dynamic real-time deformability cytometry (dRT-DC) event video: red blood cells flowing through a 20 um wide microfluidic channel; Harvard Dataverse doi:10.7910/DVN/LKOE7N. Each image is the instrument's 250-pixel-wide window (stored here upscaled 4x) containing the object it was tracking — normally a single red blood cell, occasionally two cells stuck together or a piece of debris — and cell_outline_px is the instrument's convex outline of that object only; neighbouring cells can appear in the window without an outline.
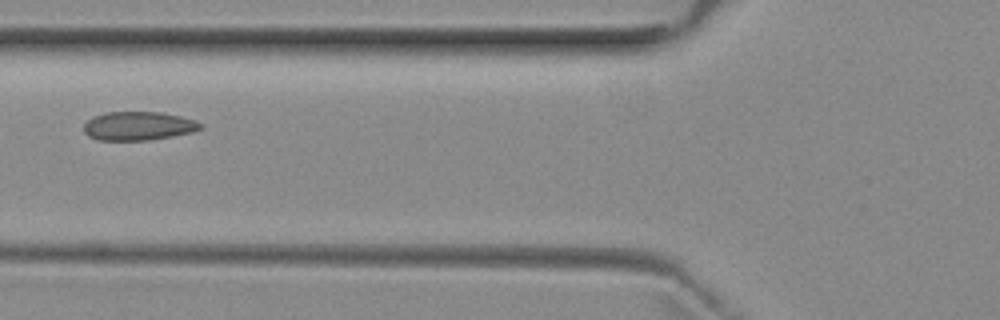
{"species": "common noctule bat (a hibernating species)", "species_latin": "Nyctalus noctula", "temperature_condition": "room temperature", "stored_images_in_passage": 7, "camera_frame_rate_fps": 3000, "um_per_image_px": 0.085, "animal": {"sex": "female", "body_mass_g": 29.2, "forearm_length_mm": 56.3}, "frame": {"image": 1, "passage_image": 6, "time_ms": 6.0, "image_size_px": [1000, 320], "cell_outline_px": [[204, 128], [192, 132], [172, 136], [148, 140], [96, 140], [88, 136], [84, 132], [84, 124], [92, 116], [104, 112], [160, 112], [180, 116], [196, 120], [204, 124]], "centroid_in_image_um": [11.77, 10.7], "position_along_channel_um": 114.0, "area_um2": 19.71}}
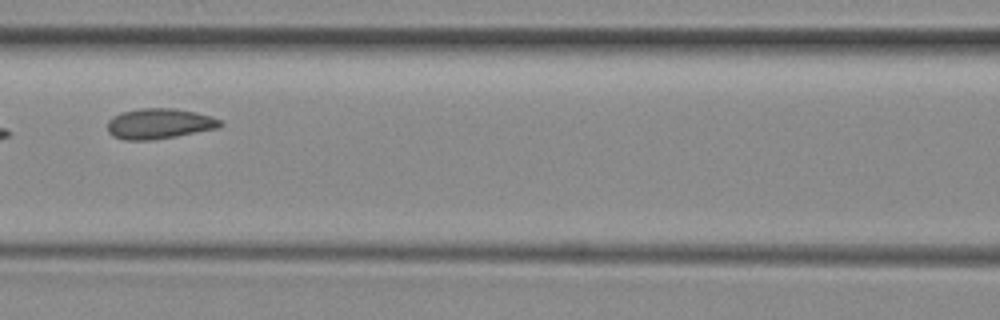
{"frame": {"image": 2, "passage_image": 7, "time_ms": 7.0, "image_size_px": [1000, 320], "cell_outline_px": [[224, 124], [220, 128], [176, 136], [148, 140], [124, 140], [112, 136], [108, 132], [108, 120], [112, 116], [120, 112], [140, 108], [176, 108], [196, 112], [212, 116], [220, 120]], "centroid_in_image_um": [13.54, 10.5], "position_along_channel_um": 153.1, "area_um2": 20.23}}